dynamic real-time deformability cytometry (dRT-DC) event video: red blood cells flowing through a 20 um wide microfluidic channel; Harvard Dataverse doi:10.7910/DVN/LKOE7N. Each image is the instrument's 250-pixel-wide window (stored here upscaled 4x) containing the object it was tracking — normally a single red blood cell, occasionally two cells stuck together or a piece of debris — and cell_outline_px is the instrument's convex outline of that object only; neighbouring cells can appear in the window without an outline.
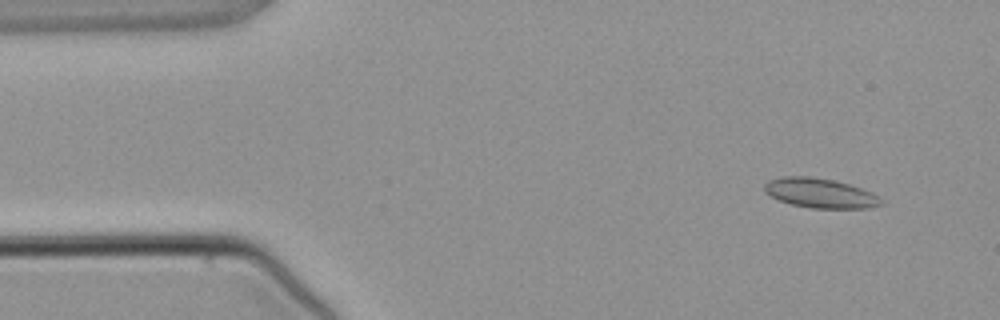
{"species": "common noctule bat (a hibernating species)", "species_latin": "Nyctalus noctula", "temperature_condition": "warm", "stored_images_in_passage": 4, "camera_frame_rate_fps": 3000, "um_per_image_px": 0.085, "animal": {"sex": "male", "body_mass_g": 21.5, "forearm_length_mm": 52.0}, "frame": {"image": 1, "passage_image": 1, "time_ms": 0.0, "image_size_px": [1000, 320], "cell_outline_px": [[884, 204], [868, 208], [812, 208], [792, 204], [780, 200], [764, 192], [764, 184], [768, 180], [784, 176], [808, 176], [832, 180], [848, 184], [872, 192], [880, 196], [884, 200]], "centroid_in_image_um": [69.74, 16.42], "position_along_channel_um": 15.3, "area_um2": 20.11}}